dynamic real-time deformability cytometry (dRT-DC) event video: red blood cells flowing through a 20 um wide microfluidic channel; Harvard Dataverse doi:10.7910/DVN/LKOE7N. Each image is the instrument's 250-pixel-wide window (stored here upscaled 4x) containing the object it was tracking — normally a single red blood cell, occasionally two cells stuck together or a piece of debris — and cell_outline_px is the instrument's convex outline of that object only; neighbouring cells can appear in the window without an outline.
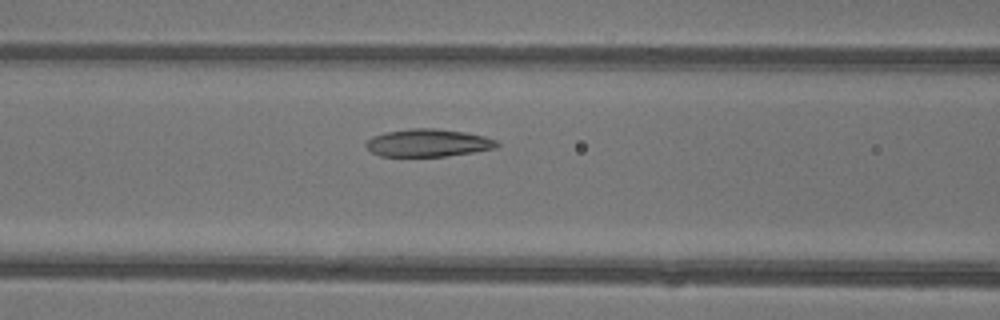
{"species": "common noctule bat (a hibernating species)", "species_latin": "Nyctalus noctula", "temperature_condition": "warm", "stored_images_in_passage": 4, "camera_frame_rate_fps": 3000, "um_per_image_px": 0.085, "animal": {"sex": "female"}, "frame": {"image": 1, "passage_image": 4, "time_ms": 1.0, "image_size_px": [1000, 320], "cell_outline_px": [[500, 144], [496, 148], [448, 156], [380, 156], [372, 152], [364, 144], [372, 136], [384, 132], [408, 128], [436, 128], [464, 132], [484, 136], [496, 140]], "centroid_in_image_um": [36.37, 12.14], "position_along_channel_um": 130.2, "area_um2": 21.15}}